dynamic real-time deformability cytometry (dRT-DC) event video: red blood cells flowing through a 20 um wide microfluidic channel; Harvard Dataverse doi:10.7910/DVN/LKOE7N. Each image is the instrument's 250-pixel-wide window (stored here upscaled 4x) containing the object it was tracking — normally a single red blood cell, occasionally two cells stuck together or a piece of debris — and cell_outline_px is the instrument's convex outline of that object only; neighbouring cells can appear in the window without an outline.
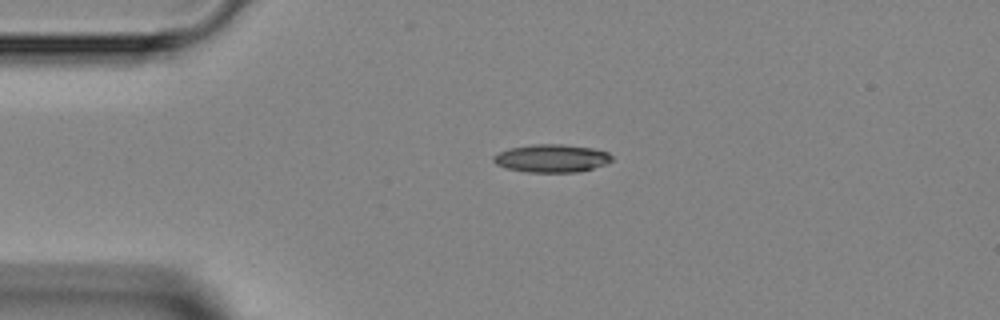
{"species": "Egyptian fruit bat (a non-hibernating species)", "species_latin": "Rousettus aegyptiacus", "temperature_condition": "room temperature", "stored_images_in_passage": 5, "camera_frame_rate_fps": 3000, "um_per_image_px": 0.085, "animal": {"sex": "female"}, "frame": {"image": 1, "passage_image": 5, "time_ms": 5.333, "image_size_px": [1000, 320], "cell_outline_px": [[612, 160], [604, 164], [580, 172], [528, 172], [508, 168], [496, 164], [492, 160], [492, 156], [508, 148], [532, 144], [560, 144], [592, 148], [608, 152], [612, 156]], "centroid_in_image_um": [46.87, 13.45], "position_along_channel_um": 38.1, "area_um2": 19.19}}